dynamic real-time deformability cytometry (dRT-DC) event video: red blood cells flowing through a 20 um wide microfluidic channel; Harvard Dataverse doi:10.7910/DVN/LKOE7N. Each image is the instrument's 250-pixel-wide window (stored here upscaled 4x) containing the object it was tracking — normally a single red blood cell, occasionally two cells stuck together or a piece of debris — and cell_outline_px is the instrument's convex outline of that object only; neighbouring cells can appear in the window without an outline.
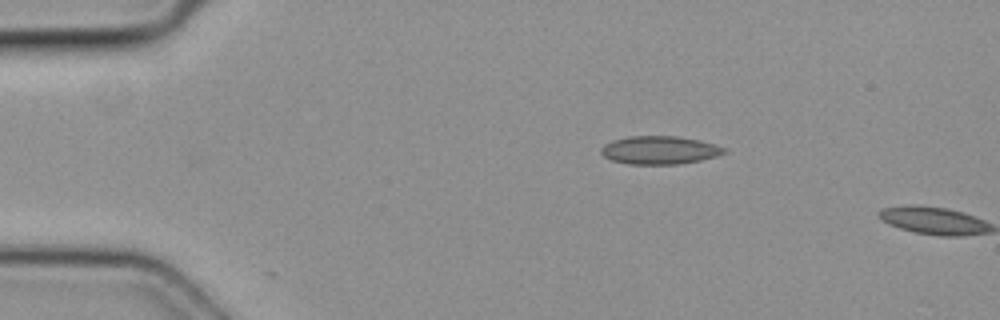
{"species": "common noctule bat (a hibernating species)", "species_latin": "Nyctalus noctula", "temperature_condition": "cold", "stored_images_in_passage": 2, "camera_frame_rate_fps": 3000, "um_per_image_px": 0.085, "animal": {"sex": "female", "body_mass_g": 19.3, "forearm_length_mm": 54.1}, "frame": {"image": 1, "passage_image": 2, "time_ms": 0.333, "image_size_px": [1000, 320], "cell_outline_px": [[728, 152], [716, 156], [700, 160], [680, 164], [628, 164], [612, 160], [604, 156], [600, 152], [600, 148], [604, 144], [612, 140], [628, 136], [680, 136], [700, 140], [716, 144], [728, 148]], "centroid_in_image_um": [56.09, 12.75], "position_along_channel_um": 28.9, "area_um2": 20.46}}